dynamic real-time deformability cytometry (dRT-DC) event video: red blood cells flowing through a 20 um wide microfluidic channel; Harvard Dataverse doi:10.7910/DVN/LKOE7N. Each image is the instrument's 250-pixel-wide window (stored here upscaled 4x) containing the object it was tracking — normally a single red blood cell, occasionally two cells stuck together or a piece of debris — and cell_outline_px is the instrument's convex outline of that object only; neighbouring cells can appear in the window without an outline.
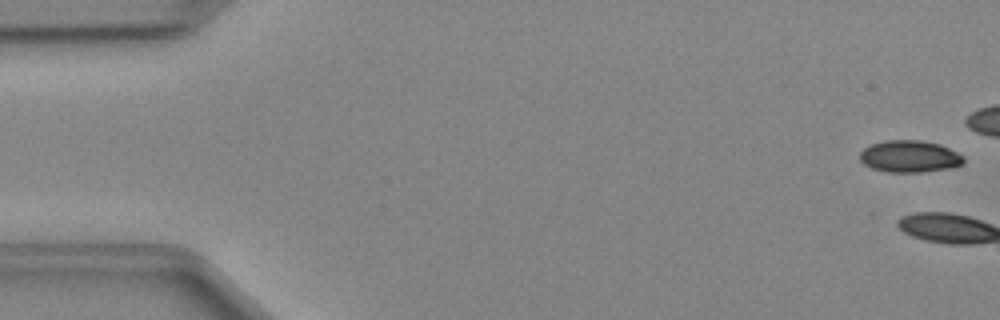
{"species": "Egyptian fruit bat (a non-hibernating species)", "species_latin": "Rousettus aegyptiacus", "temperature_condition": "cold", "stored_images_in_passage": 3, "camera_frame_rate_fps": 3000, "um_per_image_px": 0.085, "animal": {"sex": "female"}, "frame": {"image": 1, "passage_image": 1, "time_ms": 0.0, "image_size_px": [1000, 320], "cell_outline_px": [[964, 164], [948, 168], [924, 172], [888, 172], [872, 168], [864, 164], [860, 160], [860, 152], [864, 148], [872, 144], [884, 140], [920, 140], [940, 144], [964, 156]], "centroid_in_image_um": [77.32, 13.29], "position_along_channel_um": 7.7, "area_um2": 19.31}}